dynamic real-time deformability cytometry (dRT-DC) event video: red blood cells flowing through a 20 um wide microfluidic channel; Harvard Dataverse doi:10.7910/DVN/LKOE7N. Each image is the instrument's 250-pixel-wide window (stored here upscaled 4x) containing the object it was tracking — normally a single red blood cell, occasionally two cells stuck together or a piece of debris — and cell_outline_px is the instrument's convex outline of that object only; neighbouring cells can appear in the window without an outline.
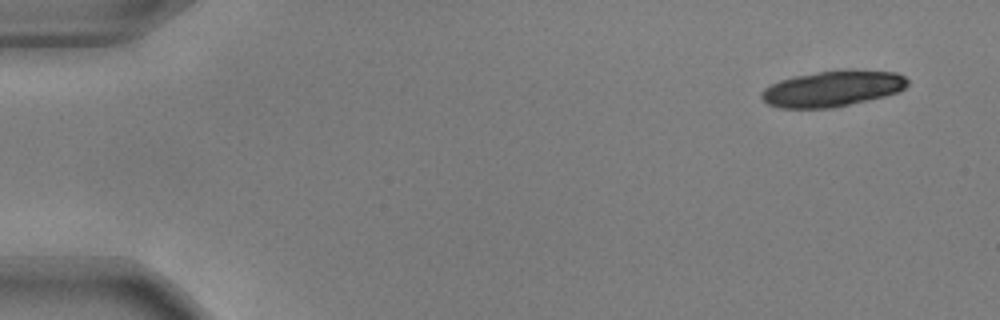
{"species": "common noctule bat (a hibernating species)", "species_latin": "Nyctalus noctula", "temperature_condition": "warm", "stored_images_in_passage": 17, "camera_frame_rate_fps": 3000, "um_per_image_px": 0.085, "animal": {"sex": "male", "body_mass_g": 17.9, "forearm_length_mm": 54.2}, "frame": {"image": 1, "passage_image": 1, "time_ms": 0.0, "image_size_px": [1000, 320], "cell_outline_px": [[908, 84], [904, 88], [896, 92], [884, 96], [832, 108], [780, 108], [768, 104], [760, 96], [760, 92], [764, 88], [780, 80], [796, 76], [820, 72], [848, 68], [852, 68], [896, 72], [904, 76], [908, 80]], "centroid_in_image_um": [70.78, 7.52], "position_along_channel_um": 14.2, "area_um2": 30.63}}